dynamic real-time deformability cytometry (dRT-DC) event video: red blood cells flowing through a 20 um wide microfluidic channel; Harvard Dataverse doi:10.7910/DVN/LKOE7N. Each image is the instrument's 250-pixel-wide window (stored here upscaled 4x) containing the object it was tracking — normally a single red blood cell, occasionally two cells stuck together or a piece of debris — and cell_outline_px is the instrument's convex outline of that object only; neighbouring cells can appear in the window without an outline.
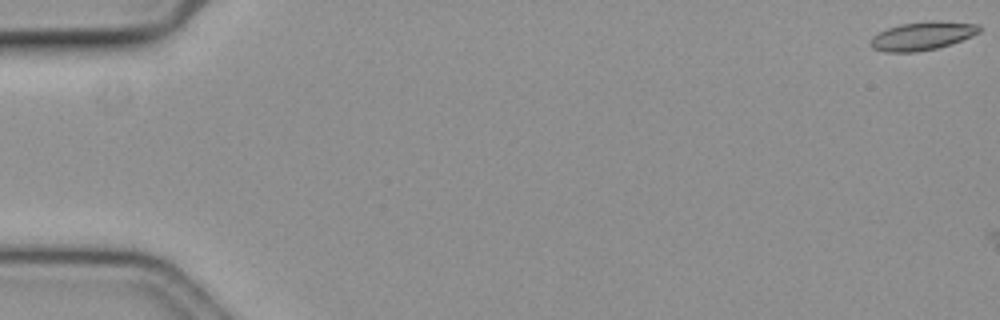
{"species": "common noctule bat (a hibernating species)", "species_latin": "Nyctalus noctula", "temperature_condition": "cold", "stored_images_in_passage": 4, "camera_frame_rate_fps": 3000, "um_per_image_px": 0.085, "animal": {"sex": "female", "body_mass_g": 19.3, "forearm_length_mm": 54.1}, "frame": {"image": 1, "passage_image": 1, "time_ms": 0.0, "image_size_px": [1000, 320], "cell_outline_px": [[980, 32], [972, 36], [952, 44], [936, 48], [916, 52], [884, 52], [872, 48], [868, 44], [868, 40], [872, 36], [888, 28], [900, 24], [932, 20], [936, 20], [980, 24]], "centroid_in_image_um": [78.38, 3.05], "position_along_channel_um": 6.6, "area_um2": 18.26}}